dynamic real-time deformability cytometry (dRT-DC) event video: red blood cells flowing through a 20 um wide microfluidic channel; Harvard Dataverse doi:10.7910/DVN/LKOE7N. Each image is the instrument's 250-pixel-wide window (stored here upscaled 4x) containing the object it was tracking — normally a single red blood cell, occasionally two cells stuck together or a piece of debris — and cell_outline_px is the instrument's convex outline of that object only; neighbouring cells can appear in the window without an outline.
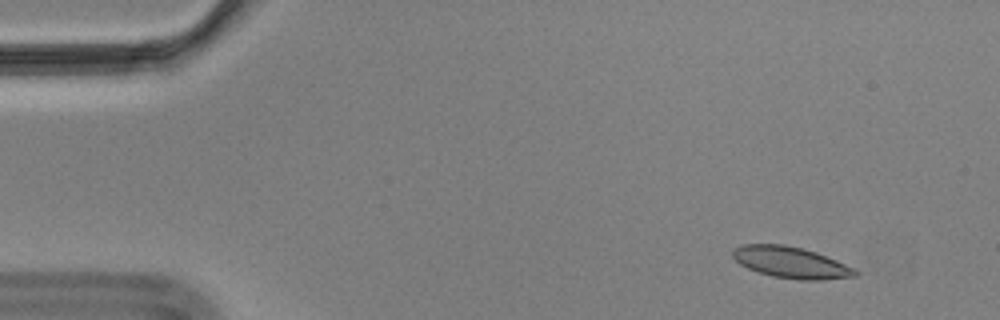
{"species": "Egyptian fruit bat (a non-hibernating species)", "species_latin": "Rousettus aegyptiacus", "temperature_condition": "cold", "stored_images_in_passage": 45, "camera_frame_rate_fps": 3000, "um_per_image_px": 0.085, "animal": {"sex": "male"}, "frame": {"image": 1, "passage_image": 1, "time_ms": 0.0, "image_size_px": [1000, 320], "cell_outline_px": [[860, 272], [856, 276], [820, 280], [800, 280], [772, 276], [756, 272], [740, 264], [732, 256], [732, 248], [744, 244], [784, 244], [804, 248], [816, 252], [836, 260]], "centroid_in_image_um": [67.19, 22.3], "position_along_channel_um": 17.8, "area_um2": 22.43}}
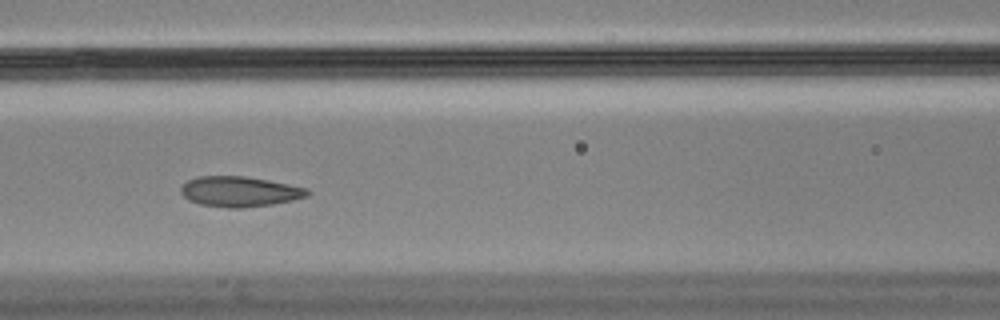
{"frame": {"image": 2, "passage_image": 20, "time_ms": 6.333, "image_size_px": [1000, 320], "cell_outline_px": [[312, 192], [308, 196], [292, 200], [272, 204], [244, 208], [228, 208], [200, 204], [188, 200], [180, 192], [180, 188], [188, 180], [196, 176], [244, 176], [268, 180], [308, 188]], "centroid_in_image_um": [20.37, 16.28], "position_along_channel_um": 146.2, "area_um2": 22.43}}
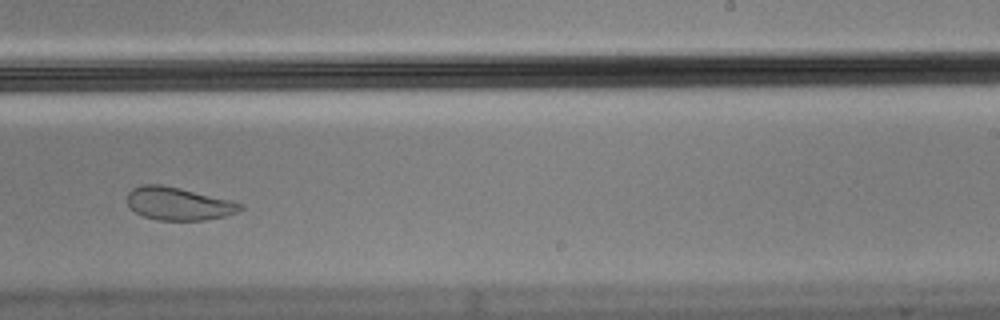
{"frame": {"image": 3, "passage_image": 31, "time_ms": 10.0, "image_size_px": [1000, 320], "cell_outline_px": [[244, 208], [236, 212], [224, 216], [204, 220], [156, 220], [144, 216], [136, 212], [128, 204], [128, 192], [132, 188], [140, 184], [160, 184], [180, 188], [232, 200], [244, 204]], "centroid_in_image_um": [15.18, 17.3], "position_along_channel_um": 273.8, "area_um2": 21.68}, "authors_computed_cell_mechanics": {"area_um2": 22.542, "velocity_mm_per_s": 3.493, "shape_relaxation_time_tau1_ms": null, "shape_relaxation_time_tau2_ms": 1.2427, "deformation_change_tau1": null, "deformation_change_tau2": 0.0612}}